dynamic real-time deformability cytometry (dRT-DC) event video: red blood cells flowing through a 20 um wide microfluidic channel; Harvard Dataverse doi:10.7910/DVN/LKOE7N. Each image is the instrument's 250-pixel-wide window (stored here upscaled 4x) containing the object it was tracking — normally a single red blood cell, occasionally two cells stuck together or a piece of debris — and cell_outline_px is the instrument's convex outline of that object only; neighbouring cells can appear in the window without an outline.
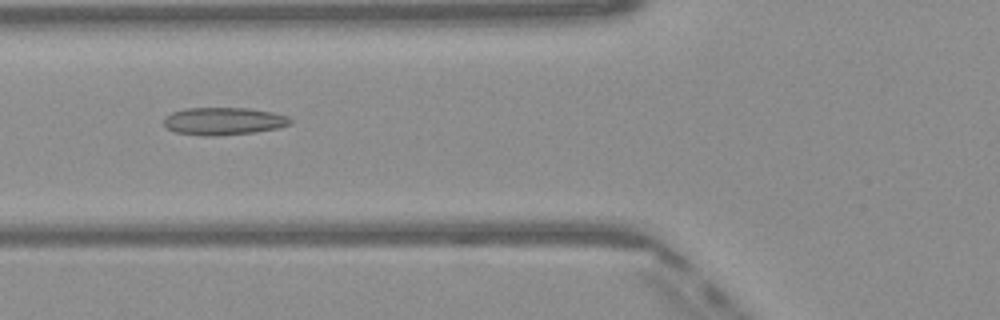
{"species": "Egyptian fruit bat (a non-hibernating species)", "species_latin": "Rousettus aegyptiacus", "temperature_condition": "warm", "stored_images_in_passage": 36, "camera_frame_rate_fps": 3000, "um_per_image_px": 0.085, "frame": {"image": 1, "passage_image": 6, "time_ms": 1.667, "image_size_px": [1000, 320], "cell_outline_px": [[292, 124], [280, 128], [256, 132], [212, 136], [204, 136], [176, 132], [168, 128], [164, 124], [164, 116], [172, 112], [184, 108], [248, 108], [272, 112], [288, 116], [292, 120]], "centroid_in_image_um": [19.03, 10.29], "position_along_channel_um": 106.8, "area_um2": 20.46}}
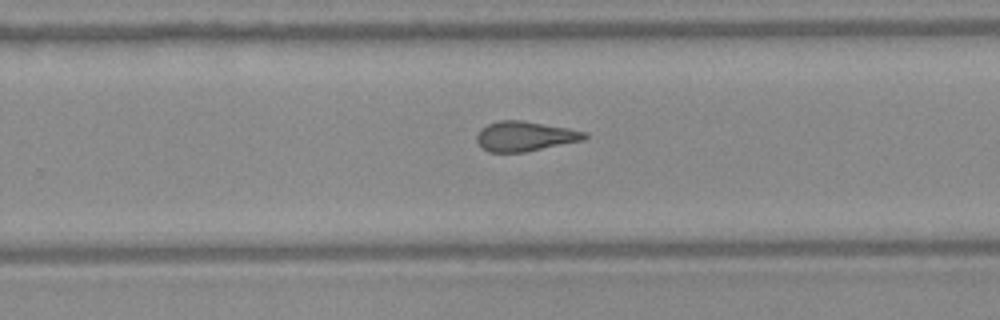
{"frame": {"image": 2, "passage_image": 19, "time_ms": 6.0, "image_size_px": [1000, 320], "cell_outline_px": [[588, 136], [584, 140], [524, 152], [488, 152], [476, 140], [476, 136], [488, 124], [500, 120], [520, 120], [568, 128], [588, 132]], "centroid_in_image_um": [44.66, 11.58], "position_along_channel_um": 285.1, "area_um2": 18.5}}
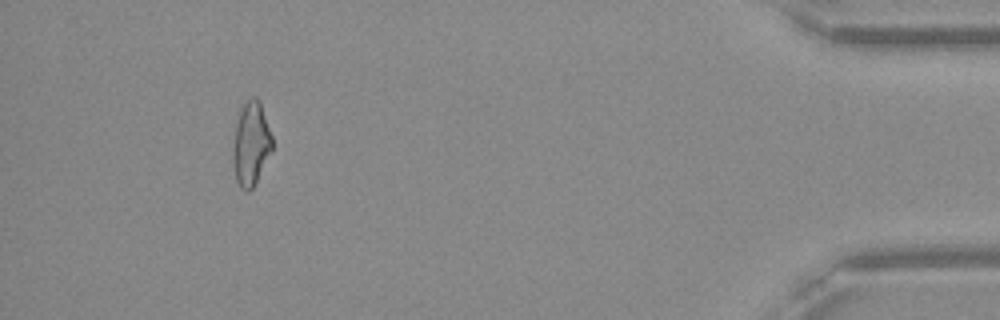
{"frame": {"image": 3, "passage_image": 33, "time_ms": 10.667, "image_size_px": [1000, 320], "cell_outline_px": [[272, 148], [252, 188], [248, 192], [240, 188], [236, 180], [232, 160], [232, 148], [236, 120], [240, 108], [252, 96], [256, 96], [260, 100], [272, 136]], "centroid_in_image_um": [21.3, 12.18], "position_along_channel_um": 413.9, "area_um2": 19.13}, "authors_computed_cell_mechanics": {"area_um2": 18.9873, "velocity_mm_per_s": 4.1136, "shape_relaxation_time_tau1_ms": null, "shape_relaxation_time_tau2_ms": 1.6649, "deformation_change_tau1": null, "deformation_change_tau2": 0.1025}}